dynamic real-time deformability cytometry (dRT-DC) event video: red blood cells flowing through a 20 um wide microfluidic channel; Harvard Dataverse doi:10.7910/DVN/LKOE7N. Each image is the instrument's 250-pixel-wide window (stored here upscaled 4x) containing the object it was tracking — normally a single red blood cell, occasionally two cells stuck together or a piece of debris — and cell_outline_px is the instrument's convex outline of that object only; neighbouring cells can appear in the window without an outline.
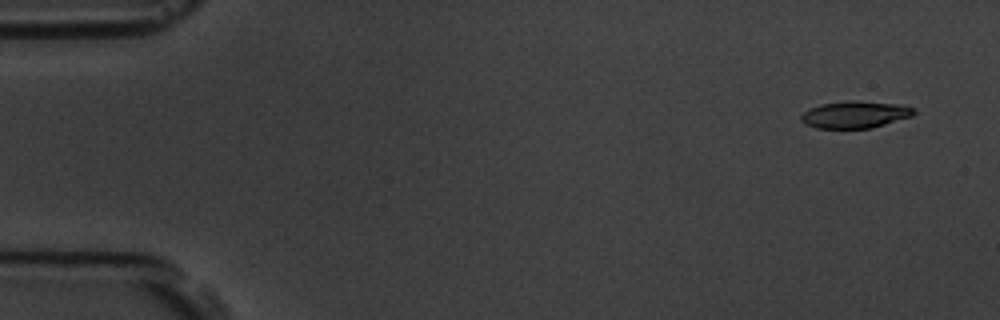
{"species": "common noctule bat (a hibernating species)", "species_latin": "Nyctalus noctula", "temperature_condition": "room temperature", "stored_images_in_passage": 11, "camera_frame_rate_fps": 3000, "um_per_image_px": 0.085, "animal": {"sex": "male", "body_mass_g": 19.5, "forearm_length_mm": 54.6}, "frame": {"image": 1, "passage_image": 1, "time_ms": 0.0, "image_size_px": [1000, 320], "cell_outline_px": [[916, 112], [912, 116], [872, 128], [816, 128], [804, 124], [800, 120], [800, 116], [804, 112], [820, 104], [848, 100], [856, 100], [900, 104], [916, 108]], "centroid_in_image_um": [72.7, 9.73], "position_along_channel_um": 12.3, "area_um2": 17.92}}
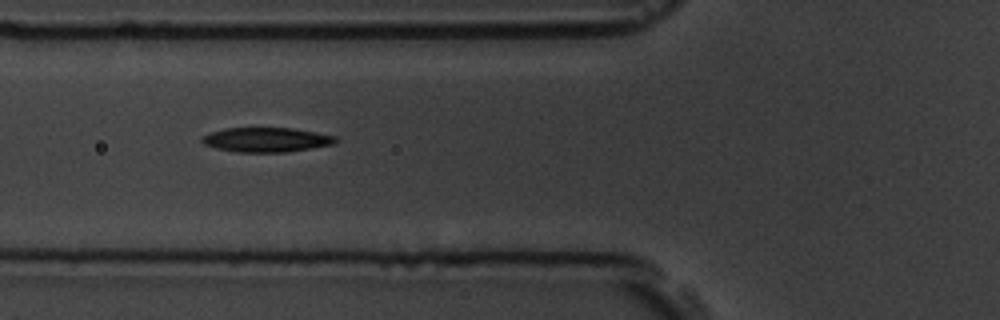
{"frame": {"image": 2, "passage_image": 6, "time_ms": 5.667, "image_size_px": [1000, 320], "cell_outline_px": [[340, 140], [332, 144], [312, 148], [284, 152], [236, 152], [216, 148], [204, 144], [200, 140], [200, 136], [208, 132], [224, 128], [292, 128], [316, 132], [336, 136]], "centroid_in_image_um": [22.6, 11.87], "position_along_channel_um": 103.2, "area_um2": 19.25}}
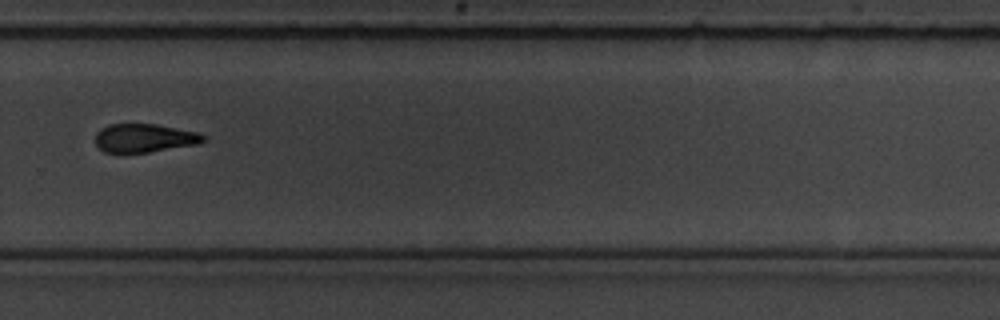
{"frame": {"image": 3, "passage_image": 11, "time_ms": 11.333, "image_size_px": [1000, 320], "cell_outline_px": [[208, 136], [204, 140], [196, 144], [148, 152], [104, 152], [96, 144], [96, 132], [100, 128], [108, 124], [156, 124], [196, 132]], "centroid_in_image_um": [12.25, 11.72], "position_along_channel_um": 317.6, "area_um2": 17.74}}